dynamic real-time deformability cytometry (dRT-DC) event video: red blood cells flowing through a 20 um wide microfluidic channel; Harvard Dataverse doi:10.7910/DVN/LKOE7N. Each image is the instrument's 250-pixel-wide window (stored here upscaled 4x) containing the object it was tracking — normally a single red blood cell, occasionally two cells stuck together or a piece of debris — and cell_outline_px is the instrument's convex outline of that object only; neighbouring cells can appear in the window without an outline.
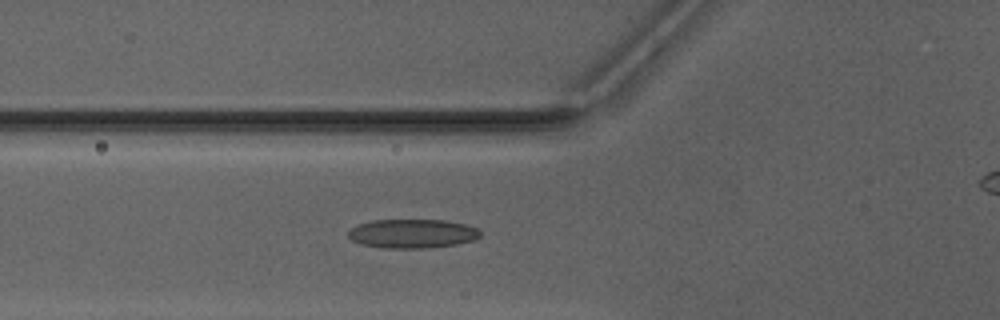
{"species": "Egyptian fruit bat (a non-hibernating species)", "species_latin": "Rousettus aegyptiacus", "temperature_condition": "warm", "stored_images_in_passage": 47, "camera_frame_rate_fps": 3000, "um_per_image_px": 0.085, "animal": {"sex": "male"}, "frame": {"image": 1, "passage_image": 20, "time_ms": 6.333, "image_size_px": [1000, 320], "cell_outline_px": [[480, 236], [476, 240], [456, 244], [432, 248], [380, 248], [360, 244], [352, 240], [348, 236], [348, 232], [356, 224], [372, 220], [448, 220], [464, 224], [476, 228], [480, 232]], "centroid_in_image_um": [35.04, 19.86], "position_along_channel_um": 90.8, "area_um2": 22.54}}
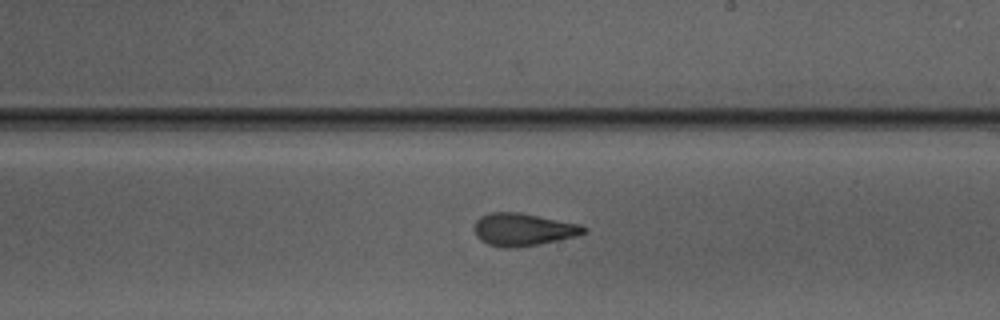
{"frame": {"image": 2, "passage_image": 31, "time_ms": 10.0, "image_size_px": [1000, 320], "cell_outline_px": [[588, 232], [576, 236], [540, 244], [516, 248], [504, 248], [488, 244], [480, 240], [476, 236], [476, 220], [480, 216], [488, 212], [520, 212], [580, 224], [588, 228]], "centroid_in_image_um": [44.49, 19.51], "position_along_channel_um": 244.5, "area_um2": 20.92}}
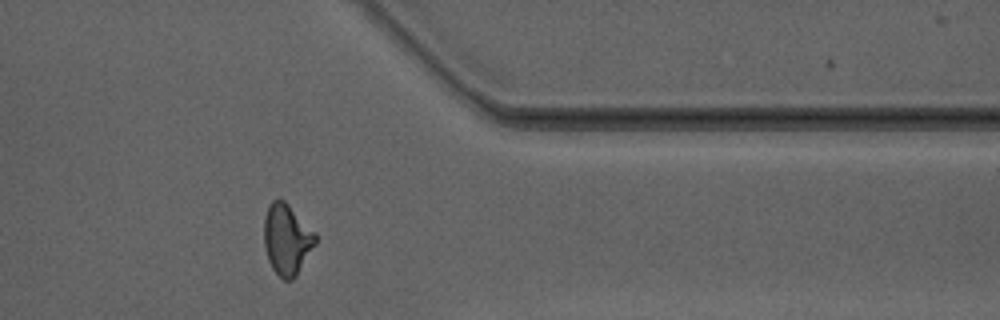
{"frame": {"image": 3, "passage_image": 42, "time_ms": 13.667, "image_size_px": [1000, 320], "cell_outline_px": [[316, 244], [296, 276], [292, 280], [284, 280], [272, 268], [268, 260], [264, 244], [264, 216], [268, 204], [272, 200], [284, 200], [316, 232]], "centroid_in_image_um": [24.38, 20.34], "position_along_channel_um": 387.0, "area_um2": 21.27}}